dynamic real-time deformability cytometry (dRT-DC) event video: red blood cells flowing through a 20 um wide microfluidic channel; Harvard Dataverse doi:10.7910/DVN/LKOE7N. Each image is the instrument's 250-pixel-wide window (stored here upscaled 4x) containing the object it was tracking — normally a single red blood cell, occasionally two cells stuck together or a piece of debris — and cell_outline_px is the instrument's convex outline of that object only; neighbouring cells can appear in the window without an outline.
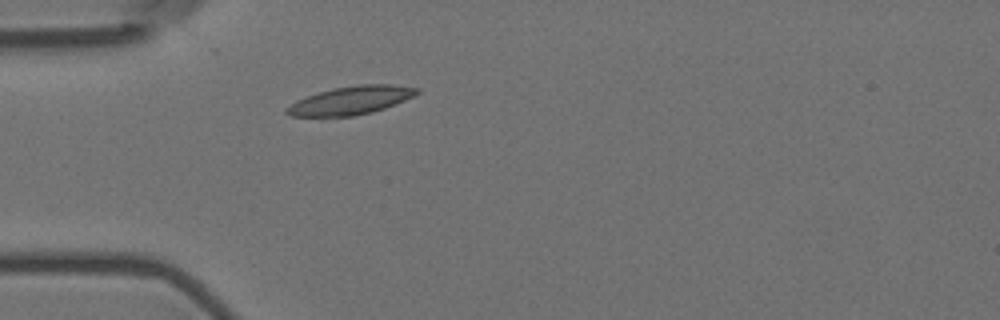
{"species": "Egyptian fruit bat (a non-hibernating species)", "species_latin": "Rousettus aegyptiacus", "temperature_condition": "room temperature", "stored_images_in_passage": 41, "camera_frame_rate_fps": 3000, "um_per_image_px": 0.085, "animal": {"sex": "female"}, "frame": {"image": 1, "passage_image": 1, "time_ms": 0.0, "image_size_px": [1000, 320], "cell_outline_px": [[420, 92], [404, 100], [384, 108], [372, 112], [352, 116], [292, 116], [284, 112], [284, 108], [308, 96], [332, 88], [360, 84], [388, 84], [420, 88]], "centroid_in_image_um": [29.84, 8.53], "position_along_channel_um": 55.2, "area_um2": 21.1}}
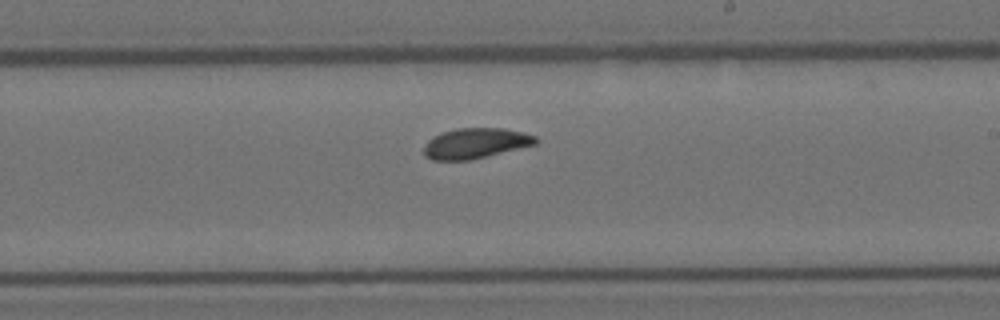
{"frame": {"image": 2, "passage_image": 18, "time_ms": 5.667, "image_size_px": [1000, 320], "cell_outline_px": [[540, 140], [536, 144], [468, 160], [432, 160], [424, 152], [424, 148], [428, 140], [432, 136], [440, 132], [456, 128], [504, 128], [536, 136]], "centroid_in_image_um": [40.41, 12.16], "position_along_channel_um": 248.6, "area_um2": 19.59}}
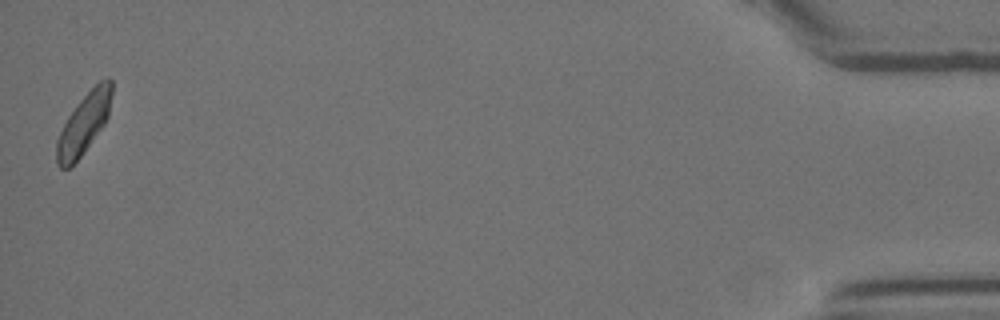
{"frame": {"image": 3, "passage_image": 41, "time_ms": 13.333, "image_size_px": [1000, 320], "cell_outline_px": [[112, 92], [108, 116], [104, 124], [80, 156], [68, 168], [60, 168], [56, 164], [56, 140], [68, 116], [76, 104], [100, 80], [108, 76], [112, 80]], "centroid_in_image_um": [7.12, 10.48], "position_along_channel_um": 428.1, "area_um2": 19.13}, "authors_computed_cell_mechanics": {"area_um2": 19.5942, "velocity_mm_per_s": 3.5372, "shape_relaxation_time_tau1_ms": 4.9514, "shape_relaxation_time_tau2_ms": 1.0075, "deformation_change_tau1": 0.1022, "deformation_change_tau2": 0.0446}}